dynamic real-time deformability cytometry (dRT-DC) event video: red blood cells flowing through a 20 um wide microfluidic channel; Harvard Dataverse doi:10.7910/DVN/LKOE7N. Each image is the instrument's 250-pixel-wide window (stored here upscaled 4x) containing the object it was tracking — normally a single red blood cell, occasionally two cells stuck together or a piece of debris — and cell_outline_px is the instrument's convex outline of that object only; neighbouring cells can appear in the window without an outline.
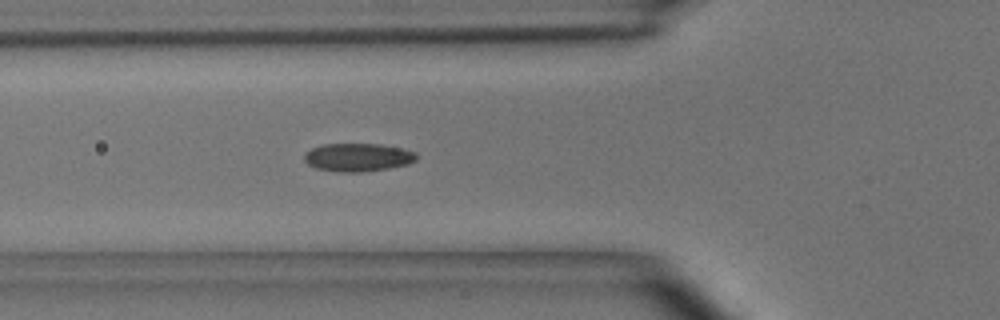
{"species": "common noctule bat (a hibernating species)", "species_latin": "Nyctalus noctula", "temperature_condition": "room temperature", "stored_images_in_passage": 5, "camera_frame_rate_fps": 3000, "um_per_image_px": 0.085, "animal": {"sex": "male", "body_mass_g": 15.6}, "frame": {"image": 1, "passage_image": 5, "time_ms": 1.333, "image_size_px": [1000, 320], "cell_outline_px": [[416, 160], [408, 164], [388, 168], [360, 172], [336, 172], [316, 168], [308, 164], [304, 160], [304, 152], [312, 148], [324, 144], [380, 144], [404, 148], [416, 152]], "centroid_in_image_um": [30.41, 13.37], "position_along_channel_um": 95.4, "area_um2": 18.5}}